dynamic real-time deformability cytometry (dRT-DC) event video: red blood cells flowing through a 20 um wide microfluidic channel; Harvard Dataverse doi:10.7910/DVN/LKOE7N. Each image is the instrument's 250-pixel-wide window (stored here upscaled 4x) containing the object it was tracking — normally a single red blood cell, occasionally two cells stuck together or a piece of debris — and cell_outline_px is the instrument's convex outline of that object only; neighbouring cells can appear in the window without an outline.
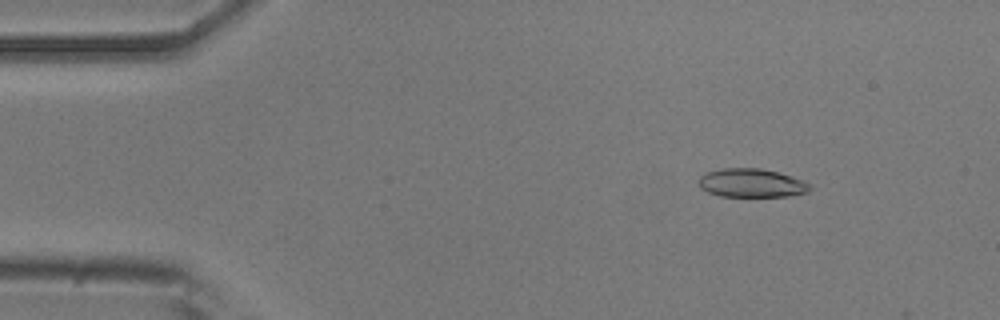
{"species": "common noctule bat (a hibernating species)", "species_latin": "Nyctalus noctula", "temperature_condition": "room temperature", "stored_images_in_passage": 53, "camera_frame_rate_fps": 3000, "um_per_image_px": 0.085, "animal": {"sex": "male", "body_mass_g": 20.5, "forearm_length_mm": 52.5}, "frame": {"image": 1, "passage_image": 7, "time_ms": 2.0, "image_size_px": [1000, 320], "cell_outline_px": [[812, 188], [808, 192], [788, 196], [720, 196], [708, 192], [700, 188], [696, 180], [700, 176], [708, 172], [724, 168], [760, 168], [792, 176], [804, 180]], "centroid_in_image_um": [63.86, 15.56], "position_along_channel_um": 21.1, "area_um2": 18.55}}
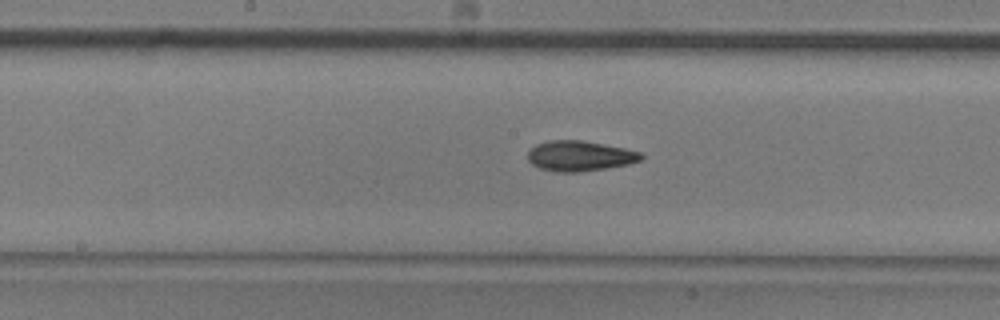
{"frame": {"image": 2, "passage_image": 27, "time_ms": 8.667, "image_size_px": [1000, 320], "cell_outline_px": [[644, 156], [640, 160], [628, 164], [608, 168], [576, 172], [556, 172], [540, 168], [532, 164], [528, 160], [528, 152], [536, 144], [548, 140], [580, 140], [624, 148], [640, 152]], "centroid_in_image_um": [49.26, 13.26], "position_along_channel_um": 198.9, "area_um2": 19.88}}
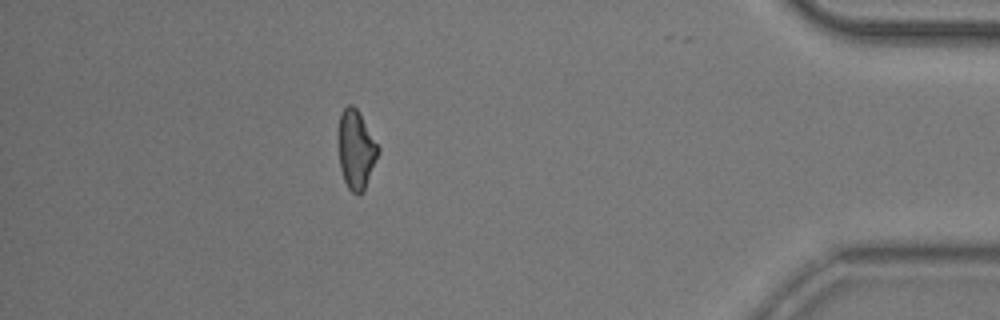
{"frame": {"image": 3, "passage_image": 47, "time_ms": 15.333, "image_size_px": [1000, 320], "cell_outline_px": [[380, 152], [364, 192], [360, 196], [356, 196], [348, 188], [344, 180], [340, 168], [336, 136], [340, 112], [348, 104], [352, 104], [356, 108], [380, 148]], "centroid_in_image_um": [30.24, 12.74], "position_along_channel_um": 405.0, "area_um2": 18.9}, "authors_computed_cell_mechanics": {"area_um2": 19.1318, "velocity_mm_per_s": 3.8131, "shape_relaxation_time_tau1_ms": 5.5657, "shape_relaxation_time_tau2_ms": 4.8962, "deformation_change_tau1": 0.17, "deformation_change_tau2": 0.1475}}